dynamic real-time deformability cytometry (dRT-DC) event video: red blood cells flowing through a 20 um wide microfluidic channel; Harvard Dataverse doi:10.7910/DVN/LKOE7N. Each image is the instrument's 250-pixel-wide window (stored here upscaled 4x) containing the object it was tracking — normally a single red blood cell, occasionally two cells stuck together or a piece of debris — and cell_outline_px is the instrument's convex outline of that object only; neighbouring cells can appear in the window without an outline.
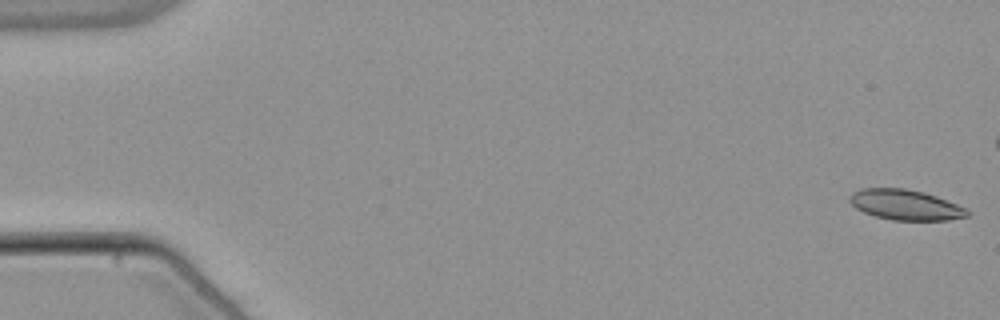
{"species": "common noctule bat (a hibernating species)", "species_latin": "Nyctalus noctula", "temperature_condition": "warm", "stored_images_in_passage": 55, "camera_frame_rate_fps": 3000, "um_per_image_px": 0.085, "animal": {"sex": "male", "body_mass_g": 21.5, "forearm_length_mm": 52.0}, "frame": {"image": 1, "passage_image": 1, "time_ms": 0.0, "image_size_px": [1000, 320], "cell_outline_px": [[972, 212], [968, 216], [948, 220], [892, 220], [876, 216], [864, 212], [856, 208], [848, 200], [848, 196], [852, 192], [860, 188], [904, 188], [924, 192], [936, 196], [968, 208]], "centroid_in_image_um": [76.98, 17.4], "position_along_channel_um": 8.0, "area_um2": 20.98}}
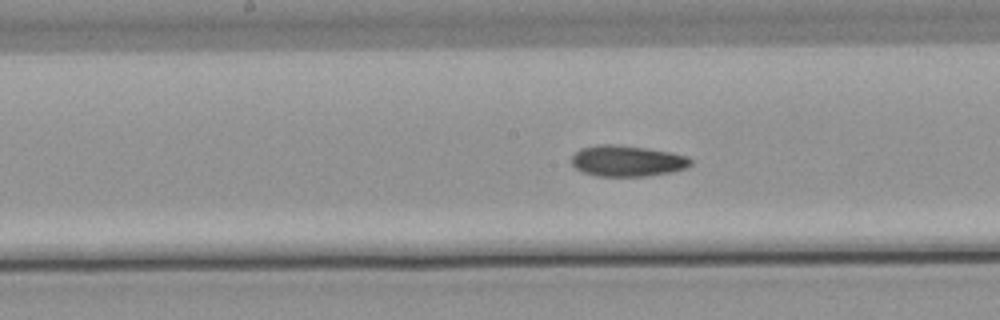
{"frame": {"image": 2, "passage_image": 28, "time_ms": 9.0, "image_size_px": [1000, 320], "cell_outline_px": [[692, 164], [688, 168], [672, 172], [644, 176], [596, 176], [584, 172], [576, 168], [572, 164], [572, 156], [580, 148], [600, 144], [616, 144], [648, 148], [672, 152], [688, 156], [692, 160]], "centroid_in_image_um": [53.35, 13.67], "position_along_channel_um": 194.8, "area_um2": 21.73}}
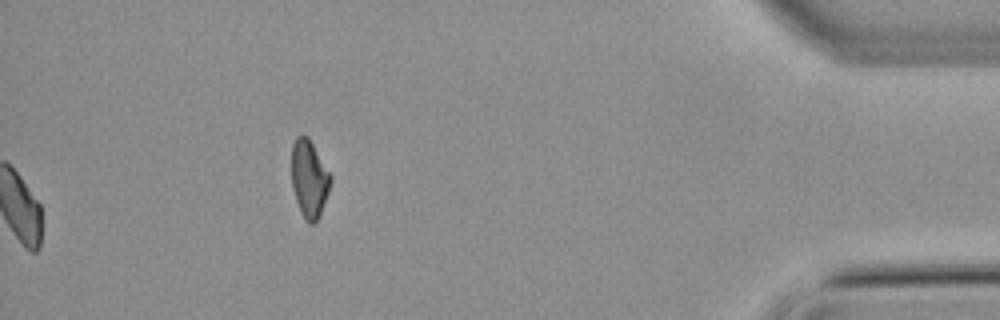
{"frame": {"image": 3, "passage_image": 55, "time_ms": 18.0, "image_size_px": [1000, 320], "cell_outline_px": [[332, 180], [320, 216], [312, 224], [308, 224], [300, 212], [292, 188], [292, 144], [296, 136], [308, 136], [332, 176]], "centroid_in_image_um": [26.28, 15.2], "position_along_channel_um": 408.9, "area_um2": 17.63}, "authors_computed_cell_mechanics": {"area_um2": 21.2704, "velocity_mm_per_s": 3.8158, "shape_relaxation_time_tau1_ms": null, "shape_relaxation_time_tau2_ms": 7.7783, "deformation_change_tau1": null, "deformation_change_tau2": 0.1341}}